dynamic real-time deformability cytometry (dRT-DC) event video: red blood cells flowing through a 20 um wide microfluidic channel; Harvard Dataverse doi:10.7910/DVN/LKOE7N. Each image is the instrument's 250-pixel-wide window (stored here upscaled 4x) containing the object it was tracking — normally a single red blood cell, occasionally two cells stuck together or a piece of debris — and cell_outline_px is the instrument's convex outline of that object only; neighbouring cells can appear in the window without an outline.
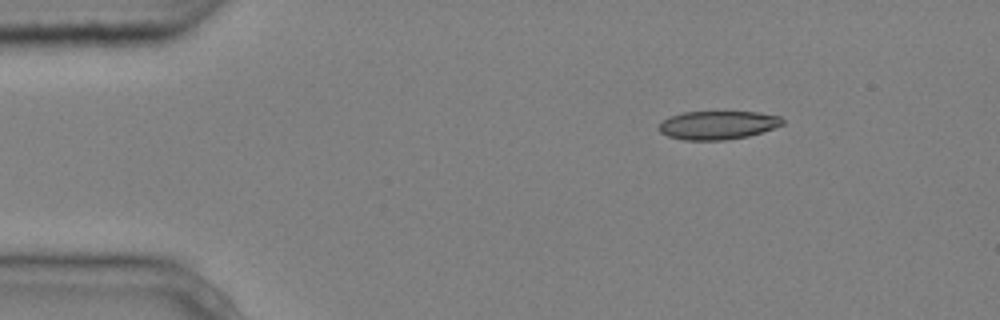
{"species": "common noctule bat (a hibernating species)", "species_latin": "Nyctalus noctula", "temperature_condition": "cold", "stored_images_in_passage": 6, "camera_frame_rate_fps": 3000, "um_per_image_px": 0.085, "animal": {"sex": "male", "body_mass_g": 20.4}, "frame": {"image": 1, "passage_image": 1, "time_ms": 0.0, "image_size_px": [1000, 320], "cell_outline_px": [[784, 124], [748, 136], [724, 140], [684, 140], [668, 136], [660, 132], [660, 124], [668, 116], [684, 112], [760, 112], [780, 116], [784, 120]], "centroid_in_image_um": [61.01, 10.63], "position_along_channel_um": 24.0, "area_um2": 20.4}}
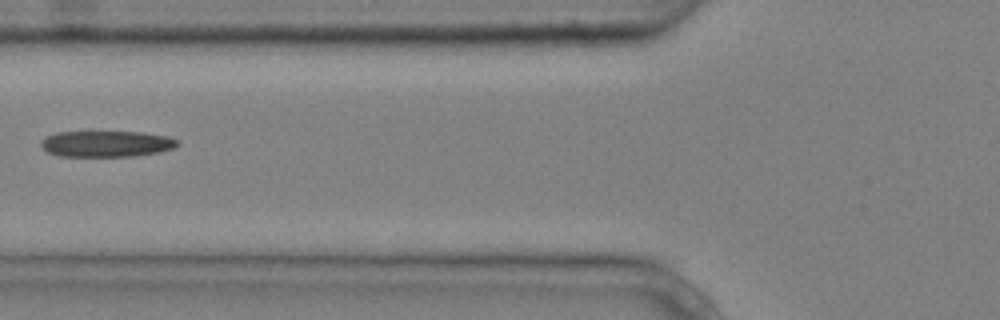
{"frame": {"image": 2, "passage_image": 5, "time_ms": 1.333, "image_size_px": [1000, 320], "cell_outline_px": [[180, 144], [176, 148], [156, 152], [132, 156], [60, 156], [48, 152], [40, 144], [40, 140], [56, 132], [144, 132], [168, 136], [176, 140]], "centroid_in_image_um": [9.06, 12.22], "position_along_channel_um": 116.7, "area_um2": 20.69}}